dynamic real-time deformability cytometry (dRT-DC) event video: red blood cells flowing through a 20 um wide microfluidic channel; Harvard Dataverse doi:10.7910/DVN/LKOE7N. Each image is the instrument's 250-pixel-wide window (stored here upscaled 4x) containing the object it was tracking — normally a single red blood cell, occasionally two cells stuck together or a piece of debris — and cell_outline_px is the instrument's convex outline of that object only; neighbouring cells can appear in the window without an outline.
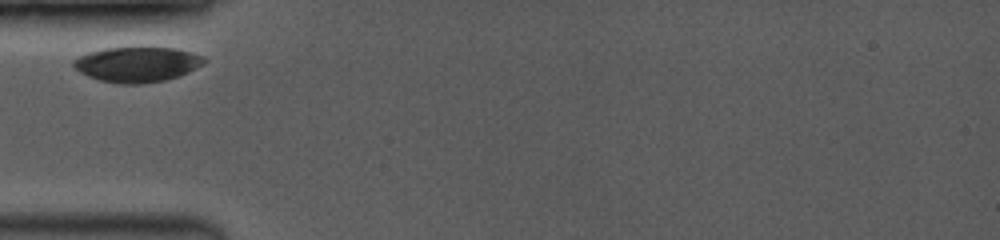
{"species": "common noctule bat (a hibernating species)", "species_latin": "Nyctalus noctula", "temperature_condition": "room temperature", "stored_images_in_passage": 1, "camera_frame_rate_fps": 3500, "um_per_image_px": 0.085, "animal": {"sex": "female", "body_mass_g": 19.0, "forearm_length_mm": 53.3}, "frame": {"image": 1, "passage_image": 1, "time_ms": 0.0, "image_size_px": [1000, 240], "cell_outline_px": [[208, 60], [204, 64], [180, 76], [164, 80], [140, 84], [120, 84], [100, 80], [88, 76], [80, 72], [72, 64], [72, 60], [88, 52], [104, 48], [176, 48], [192, 52], [204, 56]], "centroid_in_image_um": [11.68, 5.47], "position_along_channel_um": 73.3, "area_um2": 26.76}}